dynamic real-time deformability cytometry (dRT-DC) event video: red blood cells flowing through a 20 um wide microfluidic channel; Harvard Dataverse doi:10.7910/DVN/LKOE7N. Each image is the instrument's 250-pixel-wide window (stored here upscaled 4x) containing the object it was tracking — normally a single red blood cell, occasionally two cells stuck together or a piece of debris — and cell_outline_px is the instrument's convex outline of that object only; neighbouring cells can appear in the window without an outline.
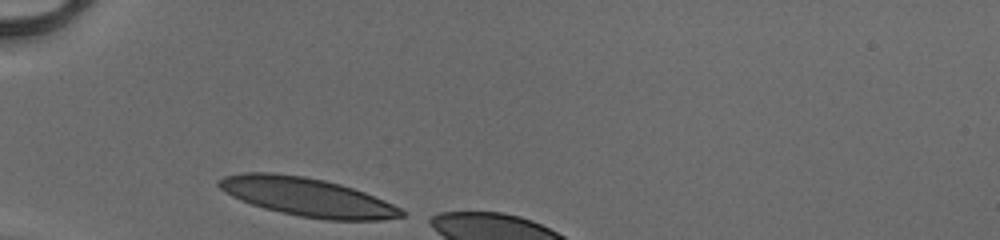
{"species": "human", "species_latin": "Homo sapiens", "temperature_condition": "cold", "stored_images_in_passage": 5, "camera_frame_rate_fps": 3000, "um_per_image_px": 0.085, "donor": {"sex": "male"}, "frame": {"image": 1, "passage_image": 1, "time_ms": 0.0, "image_size_px": [1000, 240], "cell_outline_px": [[404, 216], [380, 220], [324, 220], [300, 216], [280, 212], [264, 208], [240, 200], [232, 196], [220, 188], [216, 184], [224, 176], [240, 172], [272, 172], [304, 176], [324, 180], [340, 184], [364, 192], [384, 200], [400, 208], [404, 212]], "centroid_in_image_um": [26.09, 16.74], "position_along_channel_um": 58.9, "area_um2": 40.81}}